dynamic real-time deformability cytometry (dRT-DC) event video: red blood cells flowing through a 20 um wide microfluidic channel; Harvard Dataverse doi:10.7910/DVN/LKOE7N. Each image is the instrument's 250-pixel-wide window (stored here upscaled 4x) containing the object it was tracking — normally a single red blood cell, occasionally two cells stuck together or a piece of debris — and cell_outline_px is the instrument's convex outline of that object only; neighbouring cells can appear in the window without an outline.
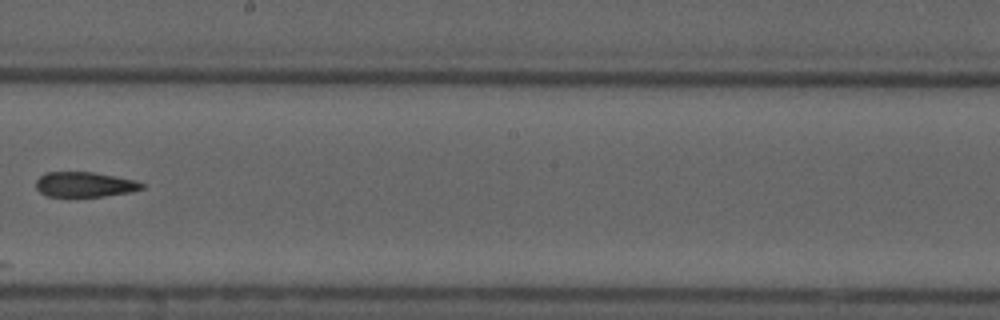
{"species": "common noctule bat (a hibernating species)", "species_latin": "Nyctalus noctula", "temperature_condition": "cold", "stored_images_in_passage": 6, "camera_frame_rate_fps": 3000, "um_per_image_px": 0.085, "animal": {"sex": "male", "forearm_length_mm": 52.5}, "frame": {"image": 1, "passage_image": 6, "time_ms": 7.0, "image_size_px": [1000, 320], "cell_outline_px": [[144, 188], [128, 192], [104, 196], [48, 196], [40, 192], [36, 188], [36, 180], [44, 172], [92, 172], [116, 176], [136, 180], [144, 184]], "centroid_in_image_um": [7.19, 15.67], "position_along_channel_um": 241.0, "area_um2": 15.37}}